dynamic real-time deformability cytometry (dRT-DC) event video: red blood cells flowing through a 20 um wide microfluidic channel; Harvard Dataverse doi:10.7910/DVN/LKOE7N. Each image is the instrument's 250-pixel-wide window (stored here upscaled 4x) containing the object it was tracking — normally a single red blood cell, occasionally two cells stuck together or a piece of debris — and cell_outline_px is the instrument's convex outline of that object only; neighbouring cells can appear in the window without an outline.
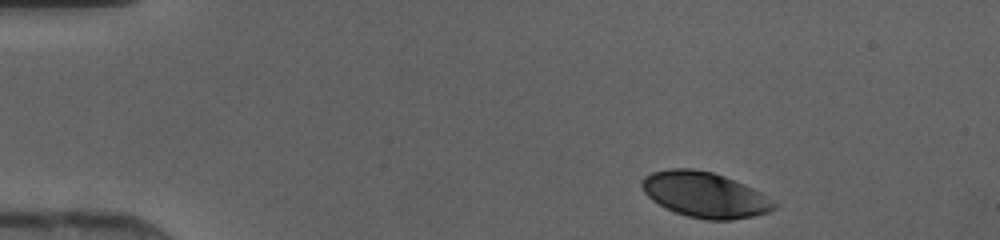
{"species": "human", "species_latin": "Homo sapiens", "temperature_condition": "cold", "stored_images_in_passage": 33, "camera_frame_rate_fps": 3000, "um_per_image_px": 0.085, "donor": {"sex": "female"}, "frame": {"image": 1, "passage_image": 1, "time_ms": 0.0, "image_size_px": [1000, 240], "cell_outline_px": [[780, 204], [776, 208], [768, 212], [752, 216], [732, 220], [704, 220], [688, 216], [676, 212], [652, 200], [644, 192], [640, 184], [640, 180], [644, 176], [652, 172], [672, 168], [692, 168], [712, 172], [724, 176], [744, 184], [760, 192]], "centroid_in_image_um": [59.92, 16.55], "position_along_channel_um": 25.1, "area_um2": 35.03}}
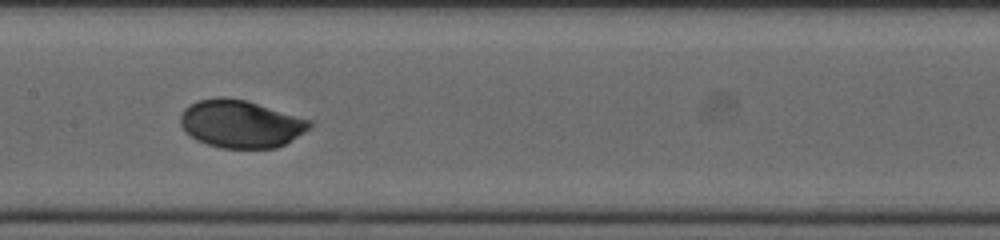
{"frame": {"image": 2, "passage_image": 18, "time_ms": 5.667, "image_size_px": [1000, 240], "cell_outline_px": [[316, 124], [312, 128], [284, 144], [276, 148], [220, 148], [196, 140], [184, 132], [180, 124], [180, 116], [184, 108], [196, 100], [216, 96], [224, 96], [248, 100], [312, 120]], "centroid_in_image_um": [20.47, 10.51], "position_along_channel_um": 186.9, "area_um2": 36.59}}
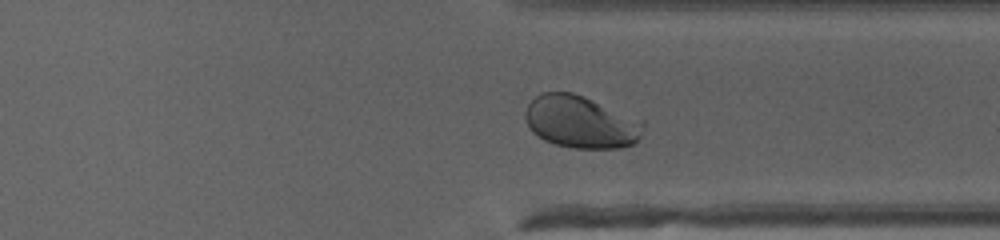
{"frame": {"image": 3, "passage_image": 30, "time_ms": 9.667, "image_size_px": [1000, 240], "cell_outline_px": [[644, 124], [640, 136], [632, 144], [620, 148], [572, 148], [556, 144], [544, 140], [532, 132], [524, 116], [524, 112], [528, 104], [540, 92], [572, 92], [584, 96], [644, 120]], "centroid_in_image_um": [49.36, 10.36], "position_along_channel_um": 362.0, "area_um2": 36.13}}